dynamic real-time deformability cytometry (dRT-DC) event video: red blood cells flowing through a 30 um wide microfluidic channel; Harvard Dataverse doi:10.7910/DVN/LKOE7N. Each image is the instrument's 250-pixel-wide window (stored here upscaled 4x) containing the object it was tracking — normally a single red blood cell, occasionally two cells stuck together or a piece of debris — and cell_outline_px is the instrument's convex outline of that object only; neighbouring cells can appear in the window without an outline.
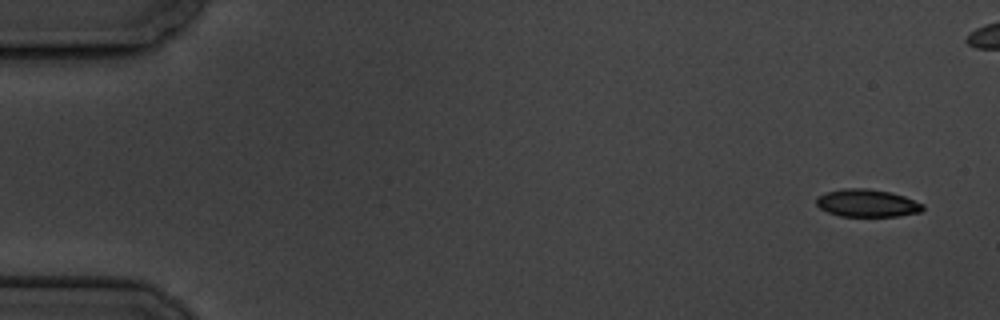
{"species": "common noctule bat (a hibernating species)", "species_latin": "Nyctalus noctula", "temperature_condition": "cold", "stored_images_in_passage": 7, "camera_frame_rate_fps": 3000, "um_per_image_px": 0.085, "animal": {"sex": "male", "body_mass_g": 19.5, "forearm_length_mm": 54.6}, "frame": {"image": 1, "passage_image": 1, "time_ms": 0.0, "image_size_px": [1000, 320], "cell_outline_px": [[924, 208], [920, 212], [896, 216], [840, 216], [828, 212], [820, 208], [816, 204], [816, 196], [824, 192], [844, 188], [868, 188], [888, 192], [904, 196], [924, 204]], "centroid_in_image_um": [73.67, 17.26], "position_along_channel_um": 11.3, "area_um2": 17.17}}
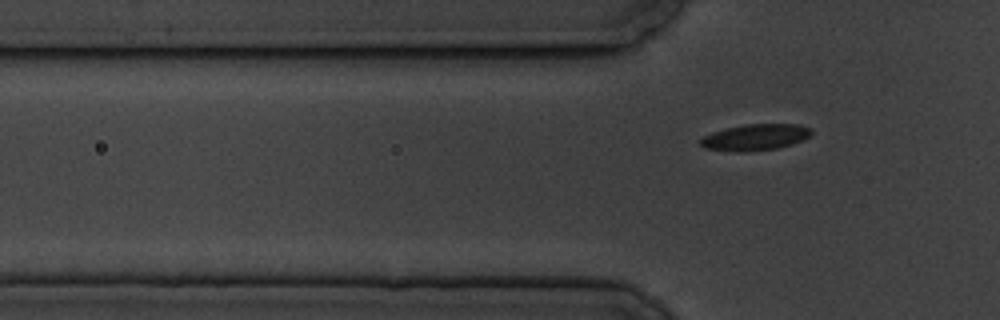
{"frame": {"image": 2, "passage_image": 7, "time_ms": 7.667, "image_size_px": [1000, 320], "cell_outline_px": [[812, 132], [804, 140], [792, 144], [776, 148], [744, 152], [740, 152], [704, 148], [700, 144], [700, 140], [704, 136], [712, 132], [744, 124], [800, 124], [812, 128]], "centroid_in_image_um": [64.22, 11.66], "position_along_channel_um": 61.6, "area_um2": 16.94}}